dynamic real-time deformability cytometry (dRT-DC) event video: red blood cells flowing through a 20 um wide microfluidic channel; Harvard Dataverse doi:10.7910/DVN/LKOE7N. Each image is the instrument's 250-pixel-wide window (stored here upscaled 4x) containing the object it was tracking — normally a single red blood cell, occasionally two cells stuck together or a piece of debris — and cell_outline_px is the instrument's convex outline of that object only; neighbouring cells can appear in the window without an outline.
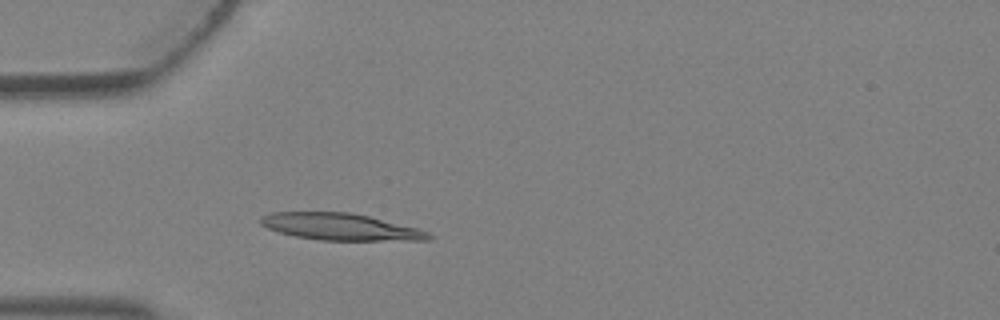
{"species": "Egyptian fruit bat (a non-hibernating species)", "species_latin": "Rousettus aegyptiacus", "temperature_condition": "warm", "stored_images_in_passage": 3, "camera_frame_rate_fps": 3000, "um_per_image_px": 0.085, "animal": {"sex": "female"}, "frame": {"image": 1, "passage_image": 3, "time_ms": 0.667, "image_size_px": [1000, 320], "cell_outline_px": [[436, 236], [432, 240], [320, 240], [296, 236], [280, 232], [268, 228], [260, 224], [260, 216], [272, 212], [352, 212], [416, 228], [428, 232]], "centroid_in_image_um": [28.94, 19.27], "position_along_channel_um": 56.1, "area_um2": 26.13}}